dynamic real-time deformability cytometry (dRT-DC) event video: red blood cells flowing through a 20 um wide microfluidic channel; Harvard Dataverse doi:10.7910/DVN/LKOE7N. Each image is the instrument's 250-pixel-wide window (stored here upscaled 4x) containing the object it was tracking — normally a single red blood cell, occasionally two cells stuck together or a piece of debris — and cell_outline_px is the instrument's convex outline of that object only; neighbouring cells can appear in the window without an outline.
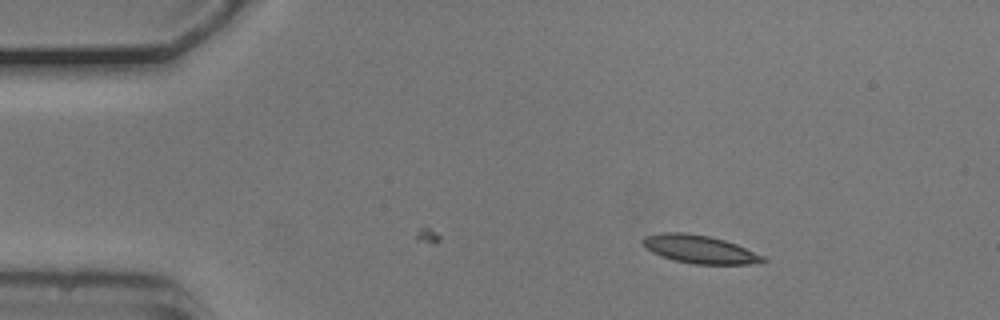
{"species": "common noctule bat (a hibernating species)", "species_latin": "Nyctalus noctula", "temperature_condition": "cold", "stored_images_in_passage": 37, "camera_frame_rate_fps": 3000, "um_per_image_px": 0.085, "animal": {"sex": "male", "body_mass_g": 20.5, "forearm_length_mm": 52.5}, "frame": {"image": 1, "passage_image": 1, "time_ms": 0.0, "image_size_px": [1000, 320], "cell_outline_px": [[768, 260], [748, 264], [696, 264], [676, 260], [652, 252], [640, 240], [644, 236], [660, 232], [684, 232], [708, 236], [724, 240], [736, 244], [764, 256]], "centroid_in_image_um": [59.46, 21.17], "position_along_channel_um": 25.5, "area_um2": 19.36}}
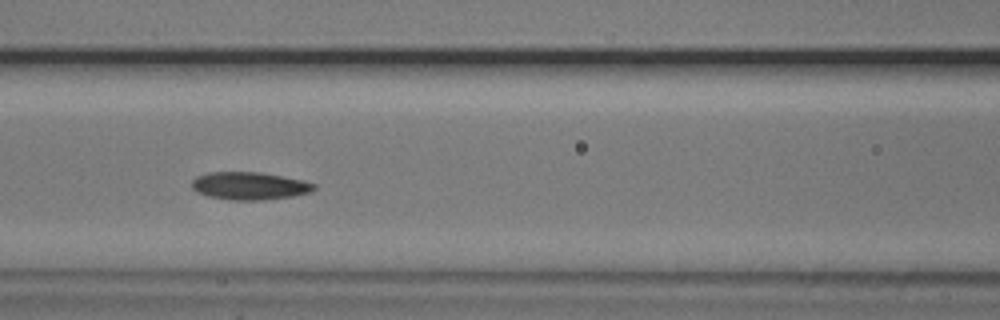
{"frame": {"image": 2, "passage_image": 16, "time_ms": 5.0, "image_size_px": [1000, 320], "cell_outline_px": [[316, 188], [312, 192], [292, 196], [264, 200], [232, 200], [208, 196], [196, 192], [192, 188], [192, 180], [196, 176], [208, 172], [260, 172], [304, 180], [316, 184]], "centroid_in_image_um": [21.22, 15.79], "position_along_channel_um": 145.4, "area_um2": 19.88}}
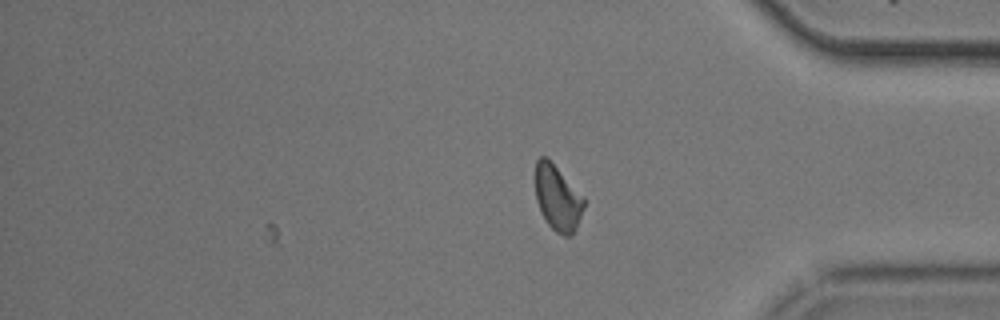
{"frame": {"image": 3, "passage_image": 37, "time_ms": 12.0, "image_size_px": [1000, 320], "cell_outline_px": [[584, 208], [576, 228], [568, 236], [564, 236], [556, 232], [548, 224], [540, 212], [536, 200], [536, 160], [540, 156], [544, 156], [584, 196]], "centroid_in_image_um": [47.39, 16.86], "position_along_channel_um": 387.8, "area_um2": 18.15}, "authors_computed_cell_mechanics": {"area_um2": 19.4786, "velocity_mm_per_s": 3.7122, "shape_relaxation_time_tau1_ms": 7.1477, "shape_relaxation_time_tau2_ms": 6.7116, "deformation_change_tau1": 0.1389, "deformation_change_tau2": 0.1319}}